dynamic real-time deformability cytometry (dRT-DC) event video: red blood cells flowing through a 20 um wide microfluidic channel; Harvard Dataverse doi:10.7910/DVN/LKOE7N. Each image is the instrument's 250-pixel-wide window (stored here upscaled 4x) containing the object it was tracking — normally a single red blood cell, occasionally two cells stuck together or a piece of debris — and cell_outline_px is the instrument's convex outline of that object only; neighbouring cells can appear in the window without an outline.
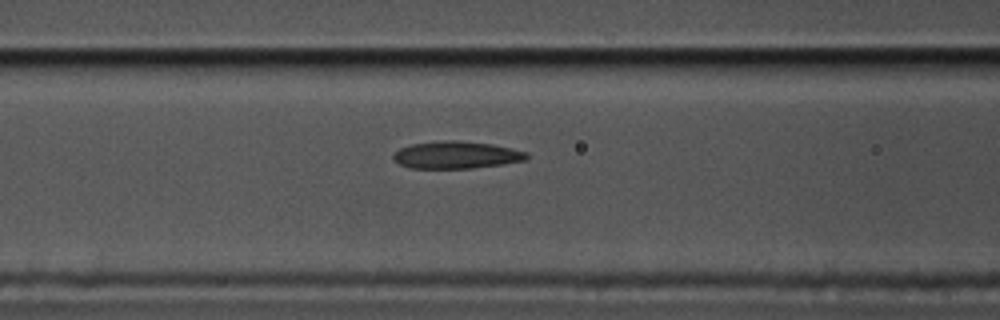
{"species": "common noctule bat (a hibernating species)", "species_latin": "Nyctalus noctula", "temperature_condition": "cold", "stored_images_in_passage": 15, "camera_frame_rate_fps": 3000, "um_per_image_px": 0.085, "animal": {"sex": "male", "body_mass_g": 17.5, "forearm_length_mm": 52.3}, "frame": {"image": 1, "passage_image": 13, "time_ms": 4.0, "image_size_px": [1000, 320], "cell_outline_px": [[528, 156], [524, 160], [500, 164], [472, 168], [408, 168], [400, 164], [392, 156], [400, 148], [412, 144], [444, 140], [456, 140], [492, 144], [528, 152]], "centroid_in_image_um": [38.77, 13.17], "position_along_channel_um": 127.8, "area_um2": 20.92}}